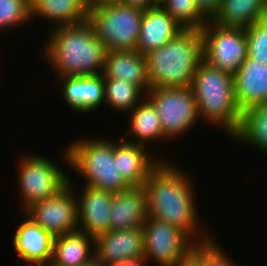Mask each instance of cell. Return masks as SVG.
I'll list each match as a JSON object with an SVG mask.
<instances>
[{
  "mask_svg": "<svg viewBox=\"0 0 267 266\" xmlns=\"http://www.w3.org/2000/svg\"><path fill=\"white\" fill-rule=\"evenodd\" d=\"M28 154L19 159L16 172L22 212L32 204L56 195L70 179L68 172L57 165L58 162L50 161L51 158L41 153Z\"/></svg>",
  "mask_w": 267,
  "mask_h": 266,
  "instance_id": "52a82bcc",
  "label": "cell"
},
{
  "mask_svg": "<svg viewBox=\"0 0 267 266\" xmlns=\"http://www.w3.org/2000/svg\"><path fill=\"white\" fill-rule=\"evenodd\" d=\"M70 180L71 177L56 195L32 204L23 212L53 237L78 230V200Z\"/></svg>",
  "mask_w": 267,
  "mask_h": 266,
  "instance_id": "8fae6325",
  "label": "cell"
},
{
  "mask_svg": "<svg viewBox=\"0 0 267 266\" xmlns=\"http://www.w3.org/2000/svg\"><path fill=\"white\" fill-rule=\"evenodd\" d=\"M160 6L184 29H202L209 21L197 8L195 0H164Z\"/></svg>",
  "mask_w": 267,
  "mask_h": 266,
  "instance_id": "4316f807",
  "label": "cell"
},
{
  "mask_svg": "<svg viewBox=\"0 0 267 266\" xmlns=\"http://www.w3.org/2000/svg\"><path fill=\"white\" fill-rule=\"evenodd\" d=\"M217 239L206 243V263L205 266H239L232 260L230 255L220 247Z\"/></svg>",
  "mask_w": 267,
  "mask_h": 266,
  "instance_id": "f546056e",
  "label": "cell"
},
{
  "mask_svg": "<svg viewBox=\"0 0 267 266\" xmlns=\"http://www.w3.org/2000/svg\"><path fill=\"white\" fill-rule=\"evenodd\" d=\"M14 232L13 247L27 266H49L52 259L54 237L24 215Z\"/></svg>",
  "mask_w": 267,
  "mask_h": 266,
  "instance_id": "5bb4252c",
  "label": "cell"
},
{
  "mask_svg": "<svg viewBox=\"0 0 267 266\" xmlns=\"http://www.w3.org/2000/svg\"><path fill=\"white\" fill-rule=\"evenodd\" d=\"M102 75L104 78L121 79L132 83L145 94L151 89L146 57L137 50L107 51Z\"/></svg>",
  "mask_w": 267,
  "mask_h": 266,
  "instance_id": "ffe728a7",
  "label": "cell"
},
{
  "mask_svg": "<svg viewBox=\"0 0 267 266\" xmlns=\"http://www.w3.org/2000/svg\"><path fill=\"white\" fill-rule=\"evenodd\" d=\"M122 0H89L86 5L87 8H100L108 5L121 4Z\"/></svg>",
  "mask_w": 267,
  "mask_h": 266,
  "instance_id": "836d02e7",
  "label": "cell"
},
{
  "mask_svg": "<svg viewBox=\"0 0 267 266\" xmlns=\"http://www.w3.org/2000/svg\"><path fill=\"white\" fill-rule=\"evenodd\" d=\"M148 217L146 193L143 186L115 192L110 206V230H124L143 226Z\"/></svg>",
  "mask_w": 267,
  "mask_h": 266,
  "instance_id": "ac0fdd59",
  "label": "cell"
},
{
  "mask_svg": "<svg viewBox=\"0 0 267 266\" xmlns=\"http://www.w3.org/2000/svg\"><path fill=\"white\" fill-rule=\"evenodd\" d=\"M145 97L158 112L166 141L184 136L200 120L191 87L151 88Z\"/></svg>",
  "mask_w": 267,
  "mask_h": 266,
  "instance_id": "ba28073f",
  "label": "cell"
},
{
  "mask_svg": "<svg viewBox=\"0 0 267 266\" xmlns=\"http://www.w3.org/2000/svg\"><path fill=\"white\" fill-rule=\"evenodd\" d=\"M143 95L146 94L132 83L121 79L104 78V104H108L110 109L118 113L128 114L145 99Z\"/></svg>",
  "mask_w": 267,
  "mask_h": 266,
  "instance_id": "484cf974",
  "label": "cell"
},
{
  "mask_svg": "<svg viewBox=\"0 0 267 266\" xmlns=\"http://www.w3.org/2000/svg\"><path fill=\"white\" fill-rule=\"evenodd\" d=\"M234 96L241 112L267 103V65L247 57L234 73Z\"/></svg>",
  "mask_w": 267,
  "mask_h": 266,
  "instance_id": "2e32d148",
  "label": "cell"
},
{
  "mask_svg": "<svg viewBox=\"0 0 267 266\" xmlns=\"http://www.w3.org/2000/svg\"><path fill=\"white\" fill-rule=\"evenodd\" d=\"M63 88L62 99L71 110L78 113H90L104 104V76L102 74L87 76L56 77ZM62 82V83H61Z\"/></svg>",
  "mask_w": 267,
  "mask_h": 266,
  "instance_id": "e0dca14e",
  "label": "cell"
},
{
  "mask_svg": "<svg viewBox=\"0 0 267 266\" xmlns=\"http://www.w3.org/2000/svg\"><path fill=\"white\" fill-rule=\"evenodd\" d=\"M36 16L56 28L86 22L88 8L84 0H30V19Z\"/></svg>",
  "mask_w": 267,
  "mask_h": 266,
  "instance_id": "44dd1931",
  "label": "cell"
},
{
  "mask_svg": "<svg viewBox=\"0 0 267 266\" xmlns=\"http://www.w3.org/2000/svg\"><path fill=\"white\" fill-rule=\"evenodd\" d=\"M63 160L73 172H77L84 185L119 192L131 186L118 172L117 160H114V139L85 138L68 144L62 155Z\"/></svg>",
  "mask_w": 267,
  "mask_h": 266,
  "instance_id": "5b68a950",
  "label": "cell"
},
{
  "mask_svg": "<svg viewBox=\"0 0 267 266\" xmlns=\"http://www.w3.org/2000/svg\"><path fill=\"white\" fill-rule=\"evenodd\" d=\"M200 120L221 127L232 137L240 128L242 112L234 96L233 75L202 61L194 74L191 86ZM217 125V126H216Z\"/></svg>",
  "mask_w": 267,
  "mask_h": 266,
  "instance_id": "277c9868",
  "label": "cell"
},
{
  "mask_svg": "<svg viewBox=\"0 0 267 266\" xmlns=\"http://www.w3.org/2000/svg\"><path fill=\"white\" fill-rule=\"evenodd\" d=\"M169 162L162 160L143 184L148 216L179 228L197 244L212 241L215 237L200 224L193 176Z\"/></svg>",
  "mask_w": 267,
  "mask_h": 266,
  "instance_id": "6da1fadb",
  "label": "cell"
},
{
  "mask_svg": "<svg viewBox=\"0 0 267 266\" xmlns=\"http://www.w3.org/2000/svg\"><path fill=\"white\" fill-rule=\"evenodd\" d=\"M83 266H107L103 262H99L97 259L93 258L89 263Z\"/></svg>",
  "mask_w": 267,
  "mask_h": 266,
  "instance_id": "d590c367",
  "label": "cell"
},
{
  "mask_svg": "<svg viewBox=\"0 0 267 266\" xmlns=\"http://www.w3.org/2000/svg\"><path fill=\"white\" fill-rule=\"evenodd\" d=\"M30 19V0H0V32L26 25Z\"/></svg>",
  "mask_w": 267,
  "mask_h": 266,
  "instance_id": "83f0119b",
  "label": "cell"
},
{
  "mask_svg": "<svg viewBox=\"0 0 267 266\" xmlns=\"http://www.w3.org/2000/svg\"><path fill=\"white\" fill-rule=\"evenodd\" d=\"M128 113L130 118L128 120V131L121 136L124 140L131 143L141 144L145 147L150 141L159 142L166 140L165 135L162 132L161 120L158 112L146 97L145 100L143 99ZM123 136H131V138H124Z\"/></svg>",
  "mask_w": 267,
  "mask_h": 266,
  "instance_id": "603a6c76",
  "label": "cell"
},
{
  "mask_svg": "<svg viewBox=\"0 0 267 266\" xmlns=\"http://www.w3.org/2000/svg\"><path fill=\"white\" fill-rule=\"evenodd\" d=\"M93 258L94 237L76 230L54 237L49 266H83Z\"/></svg>",
  "mask_w": 267,
  "mask_h": 266,
  "instance_id": "7402d4cb",
  "label": "cell"
},
{
  "mask_svg": "<svg viewBox=\"0 0 267 266\" xmlns=\"http://www.w3.org/2000/svg\"><path fill=\"white\" fill-rule=\"evenodd\" d=\"M151 88L191 87L203 61L200 29H183L164 46L145 54Z\"/></svg>",
  "mask_w": 267,
  "mask_h": 266,
  "instance_id": "3957f363",
  "label": "cell"
},
{
  "mask_svg": "<svg viewBox=\"0 0 267 266\" xmlns=\"http://www.w3.org/2000/svg\"><path fill=\"white\" fill-rule=\"evenodd\" d=\"M184 28L160 5L143 11L136 50L142 55L164 46Z\"/></svg>",
  "mask_w": 267,
  "mask_h": 266,
  "instance_id": "d6986e66",
  "label": "cell"
},
{
  "mask_svg": "<svg viewBox=\"0 0 267 266\" xmlns=\"http://www.w3.org/2000/svg\"><path fill=\"white\" fill-rule=\"evenodd\" d=\"M143 11L122 4L88 8L87 21L106 51L136 50Z\"/></svg>",
  "mask_w": 267,
  "mask_h": 266,
  "instance_id": "8992f818",
  "label": "cell"
},
{
  "mask_svg": "<svg viewBox=\"0 0 267 266\" xmlns=\"http://www.w3.org/2000/svg\"><path fill=\"white\" fill-rule=\"evenodd\" d=\"M50 30L41 49L56 77L102 74L107 51L88 21Z\"/></svg>",
  "mask_w": 267,
  "mask_h": 266,
  "instance_id": "7a4b0ae2",
  "label": "cell"
},
{
  "mask_svg": "<svg viewBox=\"0 0 267 266\" xmlns=\"http://www.w3.org/2000/svg\"><path fill=\"white\" fill-rule=\"evenodd\" d=\"M143 227L105 232L94 237V258L107 266L144 262Z\"/></svg>",
  "mask_w": 267,
  "mask_h": 266,
  "instance_id": "7c38bea8",
  "label": "cell"
},
{
  "mask_svg": "<svg viewBox=\"0 0 267 266\" xmlns=\"http://www.w3.org/2000/svg\"><path fill=\"white\" fill-rule=\"evenodd\" d=\"M206 243L196 245L175 266H205Z\"/></svg>",
  "mask_w": 267,
  "mask_h": 266,
  "instance_id": "4dcf8cb0",
  "label": "cell"
},
{
  "mask_svg": "<svg viewBox=\"0 0 267 266\" xmlns=\"http://www.w3.org/2000/svg\"><path fill=\"white\" fill-rule=\"evenodd\" d=\"M148 149L149 146L128 142L121 136L118 141L114 140V160H117L118 172L130 186H143L151 171L163 159L167 160L166 157L155 158Z\"/></svg>",
  "mask_w": 267,
  "mask_h": 266,
  "instance_id": "9a60e30c",
  "label": "cell"
},
{
  "mask_svg": "<svg viewBox=\"0 0 267 266\" xmlns=\"http://www.w3.org/2000/svg\"><path fill=\"white\" fill-rule=\"evenodd\" d=\"M155 6L160 5L164 0H150Z\"/></svg>",
  "mask_w": 267,
  "mask_h": 266,
  "instance_id": "8d00e7d4",
  "label": "cell"
},
{
  "mask_svg": "<svg viewBox=\"0 0 267 266\" xmlns=\"http://www.w3.org/2000/svg\"><path fill=\"white\" fill-rule=\"evenodd\" d=\"M201 33L203 60L214 68L234 75L247 58L244 28L221 27L208 21Z\"/></svg>",
  "mask_w": 267,
  "mask_h": 266,
  "instance_id": "9c48e42d",
  "label": "cell"
},
{
  "mask_svg": "<svg viewBox=\"0 0 267 266\" xmlns=\"http://www.w3.org/2000/svg\"><path fill=\"white\" fill-rule=\"evenodd\" d=\"M199 11L211 21L219 12L222 0H195Z\"/></svg>",
  "mask_w": 267,
  "mask_h": 266,
  "instance_id": "1f68e13d",
  "label": "cell"
},
{
  "mask_svg": "<svg viewBox=\"0 0 267 266\" xmlns=\"http://www.w3.org/2000/svg\"><path fill=\"white\" fill-rule=\"evenodd\" d=\"M247 57L267 65V19L244 28Z\"/></svg>",
  "mask_w": 267,
  "mask_h": 266,
  "instance_id": "f1b7e54d",
  "label": "cell"
},
{
  "mask_svg": "<svg viewBox=\"0 0 267 266\" xmlns=\"http://www.w3.org/2000/svg\"><path fill=\"white\" fill-rule=\"evenodd\" d=\"M113 192L84 185L76 192L78 200V230L96 237L110 230V206Z\"/></svg>",
  "mask_w": 267,
  "mask_h": 266,
  "instance_id": "4fadbf2b",
  "label": "cell"
},
{
  "mask_svg": "<svg viewBox=\"0 0 267 266\" xmlns=\"http://www.w3.org/2000/svg\"><path fill=\"white\" fill-rule=\"evenodd\" d=\"M144 263L175 266L198 245L186 232L151 217L143 224Z\"/></svg>",
  "mask_w": 267,
  "mask_h": 266,
  "instance_id": "30bf717a",
  "label": "cell"
},
{
  "mask_svg": "<svg viewBox=\"0 0 267 266\" xmlns=\"http://www.w3.org/2000/svg\"><path fill=\"white\" fill-rule=\"evenodd\" d=\"M112 266H146V264L144 262H126V263L115 264Z\"/></svg>",
  "mask_w": 267,
  "mask_h": 266,
  "instance_id": "e575fe53",
  "label": "cell"
},
{
  "mask_svg": "<svg viewBox=\"0 0 267 266\" xmlns=\"http://www.w3.org/2000/svg\"><path fill=\"white\" fill-rule=\"evenodd\" d=\"M235 142L246 143L267 154V103L242 112L240 128L231 137Z\"/></svg>",
  "mask_w": 267,
  "mask_h": 266,
  "instance_id": "d4e9b609",
  "label": "cell"
},
{
  "mask_svg": "<svg viewBox=\"0 0 267 266\" xmlns=\"http://www.w3.org/2000/svg\"><path fill=\"white\" fill-rule=\"evenodd\" d=\"M121 4L137 8L142 11H146L147 9L155 6L150 0H122Z\"/></svg>",
  "mask_w": 267,
  "mask_h": 266,
  "instance_id": "d6a6232c",
  "label": "cell"
},
{
  "mask_svg": "<svg viewBox=\"0 0 267 266\" xmlns=\"http://www.w3.org/2000/svg\"><path fill=\"white\" fill-rule=\"evenodd\" d=\"M265 19L267 0H222L211 22L221 27L245 28Z\"/></svg>",
  "mask_w": 267,
  "mask_h": 266,
  "instance_id": "cb8c5ba5",
  "label": "cell"
}]
</instances>
